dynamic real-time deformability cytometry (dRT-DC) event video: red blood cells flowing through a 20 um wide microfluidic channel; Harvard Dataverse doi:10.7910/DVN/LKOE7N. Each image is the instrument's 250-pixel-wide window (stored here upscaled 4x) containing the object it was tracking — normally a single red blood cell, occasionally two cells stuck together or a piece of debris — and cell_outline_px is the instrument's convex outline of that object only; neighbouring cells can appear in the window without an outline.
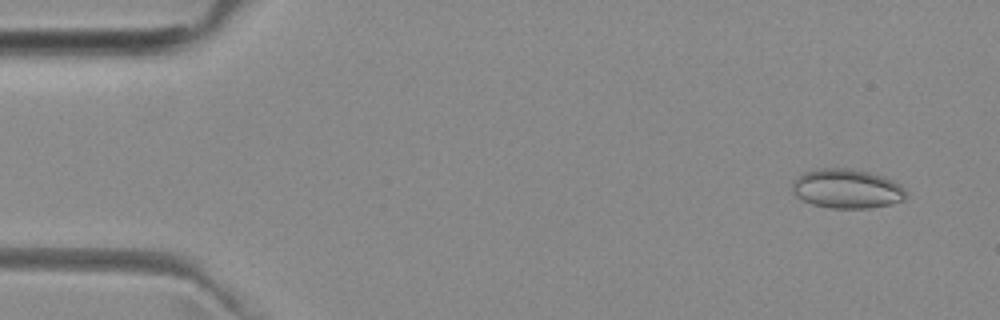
{"species": "common noctule bat (a hibernating species)", "species_latin": "Nyctalus noctula", "temperature_condition": "room temperature", "stored_images_in_passage": 3, "camera_frame_rate_fps": 3000, "um_per_image_px": 0.085, "animal": {"sex": "female", "body_mass_g": 29.2, "forearm_length_mm": 56.3}, "frame": {"image": 1, "passage_image": 1, "time_ms": 0.0, "image_size_px": [1000, 320], "cell_outline_px": [[908, 196], [904, 200], [892, 204], [868, 208], [832, 208], [812, 204], [796, 196], [792, 192], [792, 180], [796, 176], [804, 172], [816, 168], [848, 168], [868, 172], [884, 176], [900, 184], [908, 192]], "centroid_in_image_um": [71.99, 16.03], "position_along_channel_um": 13.0, "area_um2": 26.41}}